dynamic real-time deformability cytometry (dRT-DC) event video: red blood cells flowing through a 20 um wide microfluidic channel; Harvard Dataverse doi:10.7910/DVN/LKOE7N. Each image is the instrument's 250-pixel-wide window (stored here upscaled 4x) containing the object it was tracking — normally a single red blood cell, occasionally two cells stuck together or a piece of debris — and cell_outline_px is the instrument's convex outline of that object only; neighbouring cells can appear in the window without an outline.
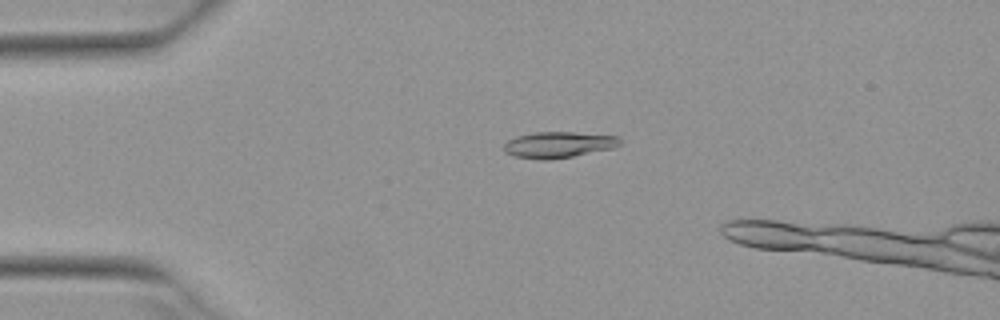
{"species": "Egyptian fruit bat (a non-hibernating species)", "species_latin": "Rousettus aegyptiacus", "temperature_condition": "warm", "stored_images_in_passage": 42, "camera_frame_rate_fps": 3000, "um_per_image_px": 0.085, "animal": {"sex": "female"}, "frame": {"image": 1, "passage_image": 8, "time_ms": 2.333, "image_size_px": [1000, 320], "cell_outline_px": [[620, 144], [612, 148], [572, 156], [548, 160], [540, 160], [512, 156], [504, 152], [504, 144], [508, 140], [520, 136], [536, 132], [572, 132], [620, 136]], "centroid_in_image_um": [47.45, 12.31], "position_along_channel_um": 37.5, "area_um2": 17.51}}
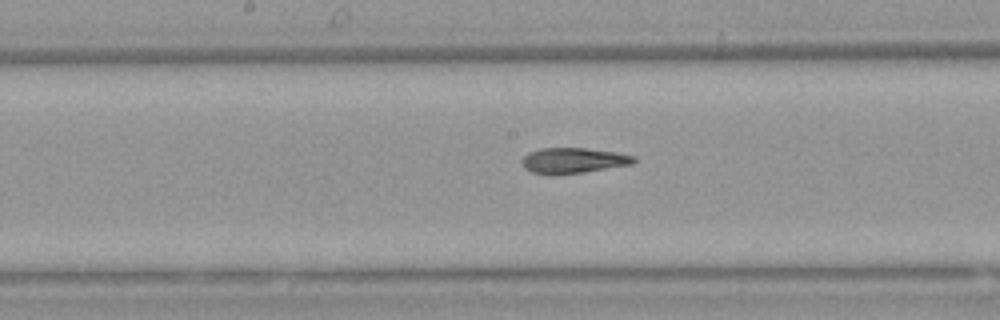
{"frame": {"image": 2, "passage_image": 23, "time_ms": 7.333, "image_size_px": [1000, 320], "cell_outline_px": [[636, 160], [632, 164], [584, 172], [556, 176], [548, 176], [532, 172], [524, 168], [524, 156], [528, 152], [540, 148], [584, 148], [616, 152], [636, 156]], "centroid_in_image_um": [48.72, 13.66], "position_along_channel_um": 199.5, "area_um2": 16.82}}
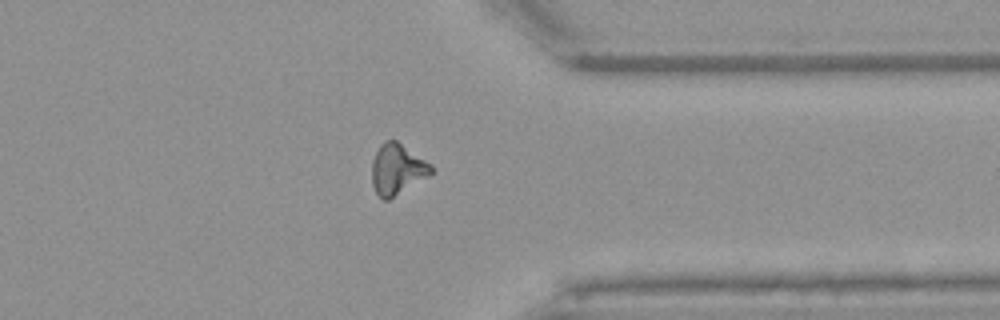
{"frame": {"image": 3, "passage_image": 37, "time_ms": 12.0, "image_size_px": [1000, 320], "cell_outline_px": [[432, 172], [388, 200], [384, 200], [376, 192], [372, 184], [372, 160], [380, 144], [384, 140], [396, 140], [432, 164]], "centroid_in_image_um": [33.73, 14.35], "position_along_channel_um": 377.7, "area_um2": 17.11}, "authors_computed_cell_mechanics": {"area_um2": 17.1088, "velocity_mm_per_s": 3.9449, "shape_relaxation_time_tau1_ms": null, "shape_relaxation_time_tau2_ms": 3.3188, "deformation_change_tau1": null, "deformation_change_tau2": 0.1095}}